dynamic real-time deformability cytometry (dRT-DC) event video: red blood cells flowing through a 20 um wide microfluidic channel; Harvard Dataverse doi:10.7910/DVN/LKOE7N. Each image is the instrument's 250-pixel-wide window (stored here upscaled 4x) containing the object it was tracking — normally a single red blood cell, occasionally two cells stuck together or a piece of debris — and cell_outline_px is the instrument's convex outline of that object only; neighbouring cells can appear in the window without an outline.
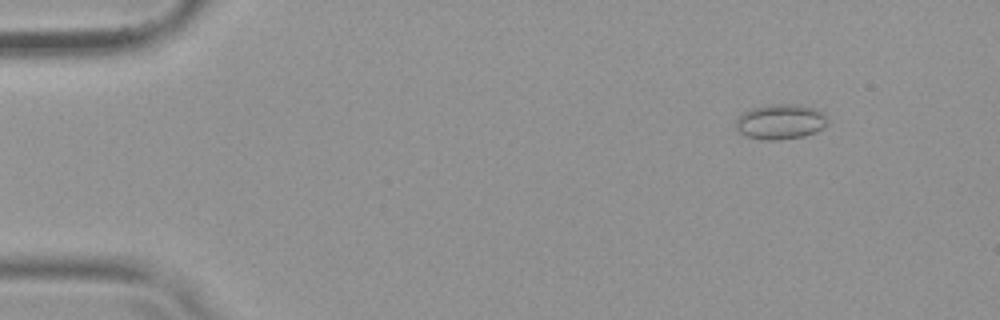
{"species": "common noctule bat (a hibernating species)", "species_latin": "Nyctalus noctula", "temperature_condition": "warm", "stored_images_in_passage": 50, "camera_frame_rate_fps": 3000, "um_per_image_px": 0.085, "animal": {"sex": "female", "body_mass_g": 19.9}, "frame": {"image": 1, "passage_image": 3, "time_ms": 0.667, "image_size_px": [1000, 320], "cell_outline_px": [[828, 124], [816, 132], [804, 136], [780, 140], [764, 140], [748, 136], [740, 132], [736, 128], [736, 120], [744, 112], [752, 108], [768, 104], [796, 104], [812, 108], [824, 112], [828, 120]], "centroid_in_image_um": [66.37, 10.34], "position_along_channel_um": 18.6, "area_um2": 18.79}}
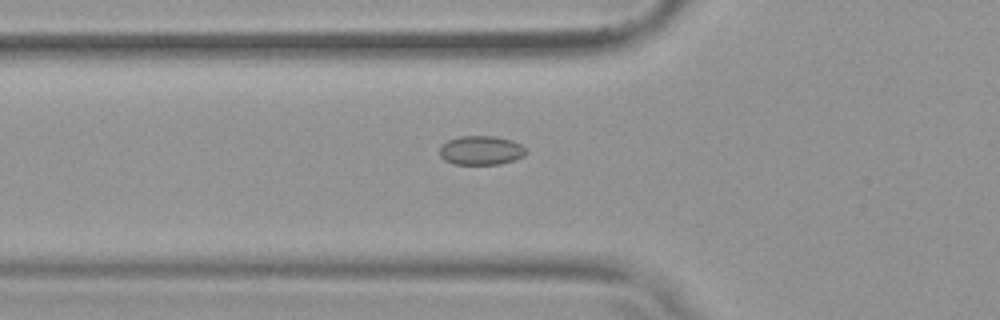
{"frame": {"image": 2, "passage_image": 16, "time_ms": 5.0, "image_size_px": [1000, 320], "cell_outline_px": [[528, 152], [524, 156], [500, 164], [452, 164], [444, 160], [440, 156], [440, 144], [448, 140], [460, 136], [496, 136], [512, 140], [520, 144]], "centroid_in_image_um": [40.86, 12.77], "position_along_channel_um": 84.9, "area_um2": 14.74}}
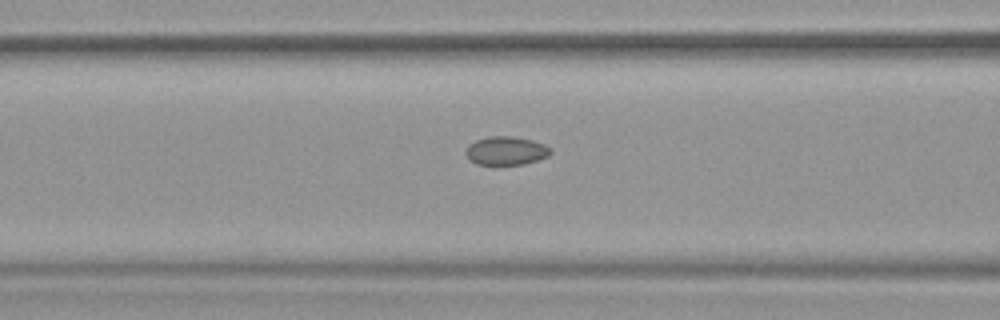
{"frame": {"image": 3, "passage_image": 19, "time_ms": 6.0, "image_size_px": [1000, 320], "cell_outline_px": [[552, 152], [548, 156], [524, 164], [476, 164], [464, 152], [468, 144], [476, 140], [488, 136], [512, 136], [532, 140], [544, 144], [552, 148]], "centroid_in_image_um": [43.02, 12.8], "position_along_channel_um": 123.6, "area_um2": 14.05}, "authors_computed_cell_mechanics": {"area_um2": 14.5656, "velocity_mm_per_s": 3.8219, "shape_relaxation_time_tau1_ms": null, "shape_relaxation_time_tau2_ms": 2.5845, "deformation_change_tau1": null, "deformation_change_tau2": 0.0424}}